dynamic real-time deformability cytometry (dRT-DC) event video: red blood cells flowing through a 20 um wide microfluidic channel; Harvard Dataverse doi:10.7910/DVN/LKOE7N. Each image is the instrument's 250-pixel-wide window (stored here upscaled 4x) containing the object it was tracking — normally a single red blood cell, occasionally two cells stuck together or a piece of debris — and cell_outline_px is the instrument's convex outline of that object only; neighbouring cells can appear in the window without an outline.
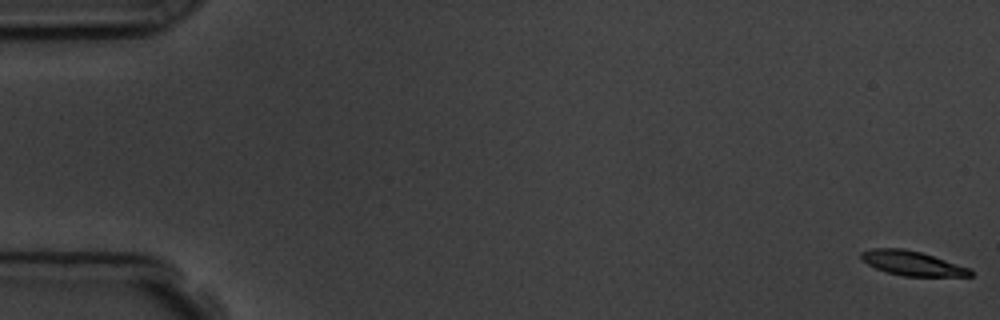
{"species": "common noctule bat (a hibernating species)", "species_latin": "Nyctalus noctula", "temperature_condition": "room temperature", "stored_images_in_passage": 5, "camera_frame_rate_fps": 3000, "um_per_image_px": 0.085, "animal": {"sex": "male", "body_mass_g": 19.5, "forearm_length_mm": 54.6}, "frame": {"image": 1, "passage_image": 1, "time_ms": 0.0, "image_size_px": [1000, 320], "cell_outline_px": [[972, 276], [904, 276], [888, 272], [876, 268], [860, 260], [860, 252], [872, 248], [904, 248], [920, 252], [968, 268], [972, 272]], "centroid_in_image_um": [77.46, 22.37], "position_along_channel_um": 7.5, "area_um2": 15.32}}
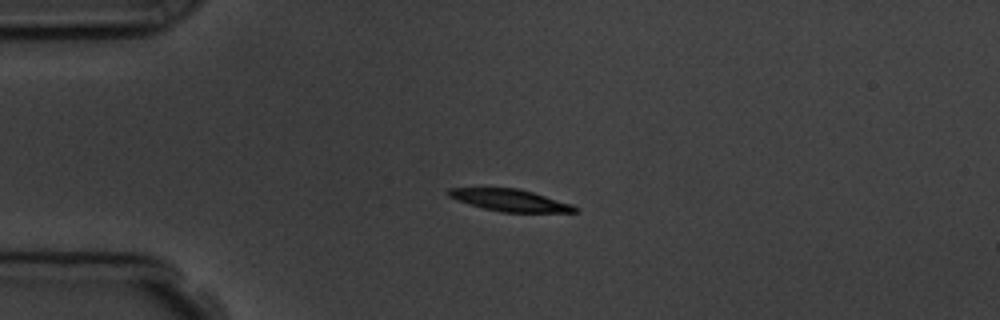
{"frame": {"image": 2, "passage_image": 4, "time_ms": 4.333, "image_size_px": [1000, 320], "cell_outline_px": [[580, 208], [576, 212], [504, 212], [484, 208], [468, 204], [448, 196], [444, 192], [448, 188], [520, 188], [572, 204]], "centroid_in_image_um": [43.35, 17.01], "position_along_channel_um": 41.7, "area_um2": 16.18}}